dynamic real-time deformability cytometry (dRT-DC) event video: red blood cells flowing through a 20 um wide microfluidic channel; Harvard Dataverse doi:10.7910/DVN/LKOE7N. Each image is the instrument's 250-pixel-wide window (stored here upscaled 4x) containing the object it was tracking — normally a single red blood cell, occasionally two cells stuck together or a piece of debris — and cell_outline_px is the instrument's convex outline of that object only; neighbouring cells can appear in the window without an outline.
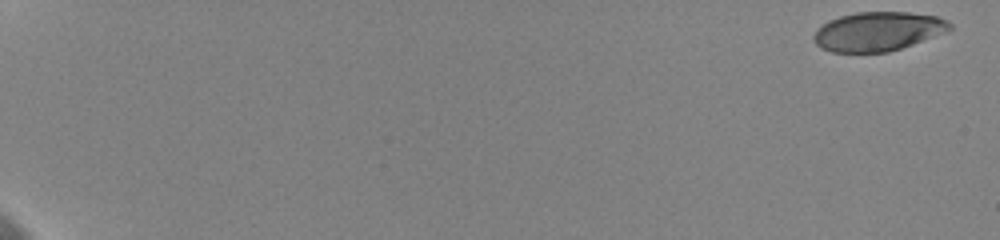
{"species": "human", "species_latin": "Homo sapiens", "temperature_condition": "cold", "stored_images_in_passage": 13, "camera_frame_rate_fps": 3000, "um_per_image_px": 0.085, "donor": {"sex": "female"}, "frame": {"image": 1, "passage_image": 1, "time_ms": 0.0, "image_size_px": [1000, 240], "cell_outline_px": [[952, 28], [944, 32], [912, 44], [888, 52], [832, 52], [820, 48], [812, 40], [812, 36], [828, 20], [840, 16], [856, 12], [908, 12], [936, 16], [948, 20], [952, 24]], "centroid_in_image_um": [74.6, 2.67], "position_along_channel_um": 10.4, "area_um2": 30.81}}
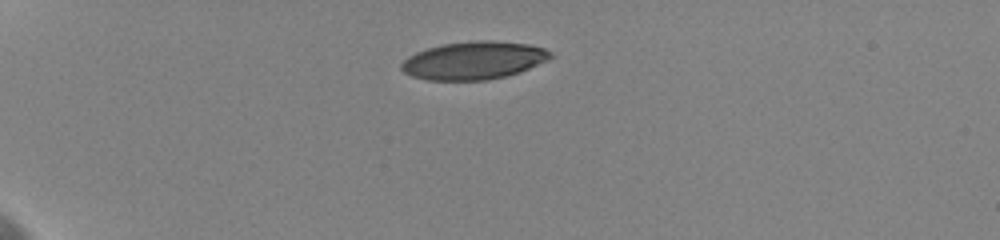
{"frame": {"image": 2, "passage_image": 10, "time_ms": 5.333, "image_size_px": [1000, 240], "cell_outline_px": [[556, 56], [548, 60], [520, 72], [488, 80], [428, 80], [412, 76], [404, 72], [400, 68], [400, 64], [408, 56], [416, 52], [428, 48], [444, 44], [472, 40], [488, 40], [528, 44], [544, 48], [552, 52]], "centroid_in_image_um": [40.29, 5.13], "position_along_channel_um": 44.7, "area_um2": 33.0}}